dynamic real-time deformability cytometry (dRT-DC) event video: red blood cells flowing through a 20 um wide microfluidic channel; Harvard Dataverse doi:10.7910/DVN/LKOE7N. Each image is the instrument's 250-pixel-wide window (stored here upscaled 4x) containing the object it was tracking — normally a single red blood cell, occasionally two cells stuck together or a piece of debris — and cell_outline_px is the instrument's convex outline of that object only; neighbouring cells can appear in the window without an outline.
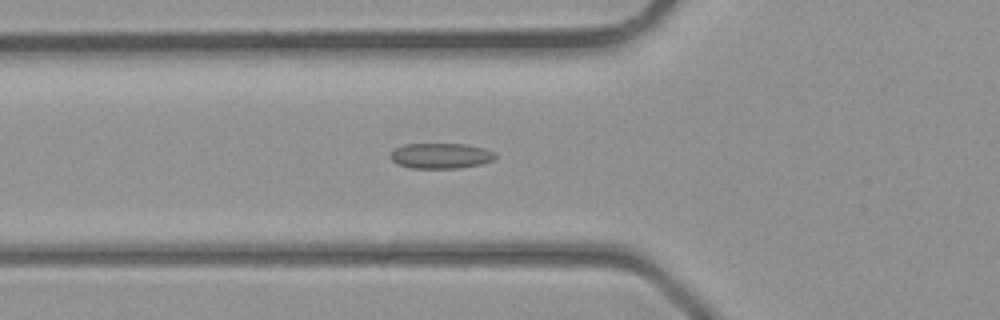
{"species": "common noctule bat (a hibernating species)", "species_latin": "Nyctalus noctula", "temperature_condition": "room temperature", "stored_images_in_passage": 27, "camera_frame_rate_fps": 3000, "um_per_image_px": 0.085, "animal": {"sex": "male", "body_mass_g": 23.1, "forearm_length_mm": 52.7}, "frame": {"image": 1, "passage_image": 6, "time_ms": 1.667, "image_size_px": [1000, 320], "cell_outline_px": [[496, 156], [492, 160], [480, 164], [456, 168], [412, 168], [396, 164], [388, 156], [396, 148], [404, 144], [464, 144], [484, 148], [492, 152]], "centroid_in_image_um": [37.41, 13.24], "position_along_channel_um": 88.4, "area_um2": 15.37}}
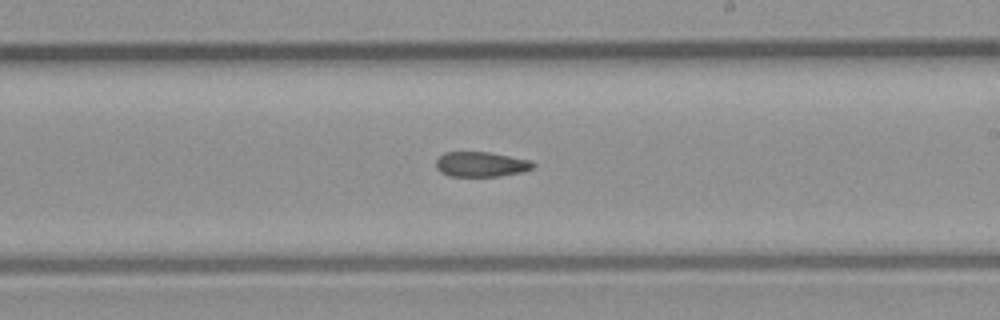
{"frame": {"image": 2, "passage_image": 15, "time_ms": 4.667, "image_size_px": [1000, 320], "cell_outline_px": [[536, 164], [532, 168], [524, 172], [500, 176], [448, 176], [440, 172], [436, 168], [436, 160], [444, 152], [488, 152], [532, 160]], "centroid_in_image_um": [40.9, 13.97], "position_along_channel_um": 248.1, "area_um2": 14.28}}
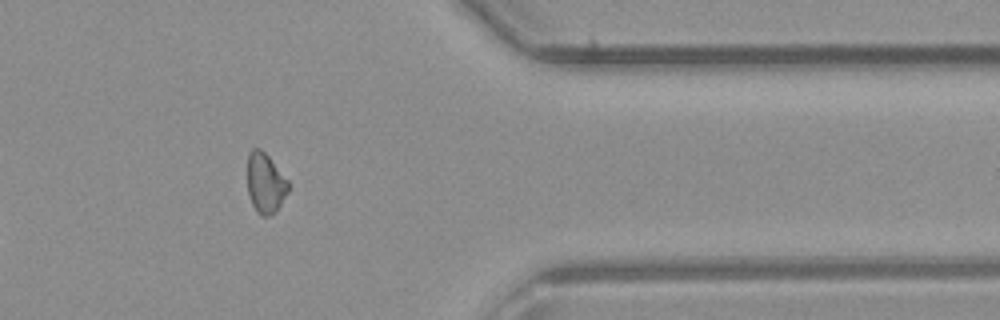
{"frame": {"image": 3, "passage_image": 24, "time_ms": 7.667, "image_size_px": [1000, 320], "cell_outline_px": [[288, 192], [276, 212], [268, 216], [260, 216], [256, 212], [252, 204], [248, 192], [248, 152], [252, 148], [260, 148], [268, 156], [288, 180]], "centroid_in_image_um": [22.55, 15.58], "position_along_channel_um": 388.9, "area_um2": 14.33}}